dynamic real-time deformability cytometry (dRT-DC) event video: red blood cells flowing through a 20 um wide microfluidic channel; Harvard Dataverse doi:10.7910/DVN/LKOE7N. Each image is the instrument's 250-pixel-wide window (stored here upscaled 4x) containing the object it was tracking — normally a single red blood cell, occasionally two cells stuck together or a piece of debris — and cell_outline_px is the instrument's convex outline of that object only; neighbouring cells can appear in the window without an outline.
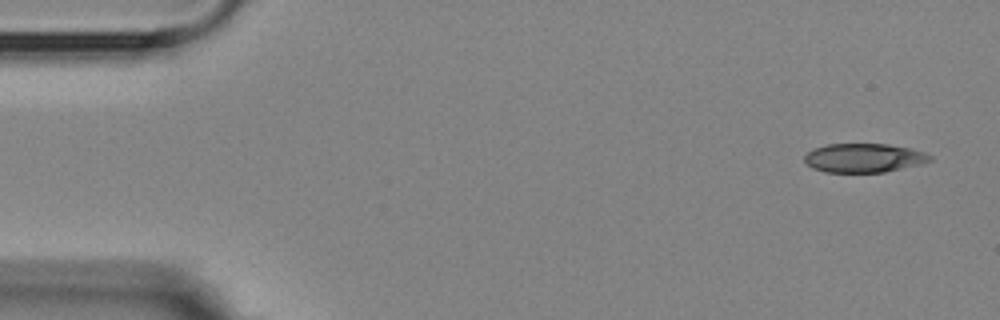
{"species": "Egyptian fruit bat (a non-hibernating species)", "species_latin": "Rousettus aegyptiacus", "temperature_condition": "room temperature", "stored_images_in_passage": 4, "camera_frame_rate_fps": 3000, "um_per_image_px": 0.085, "animal": {"sex": "female"}, "frame": {"image": 1, "passage_image": 1, "time_ms": 0.0, "image_size_px": [1000, 320], "cell_outline_px": [[932, 160], [920, 164], [884, 172], [824, 172], [812, 168], [804, 160], [804, 156], [812, 148], [828, 144], [888, 144], [912, 148], [924, 152], [932, 156]], "centroid_in_image_um": [73.42, 13.42], "position_along_channel_um": 11.6, "area_um2": 21.21}}